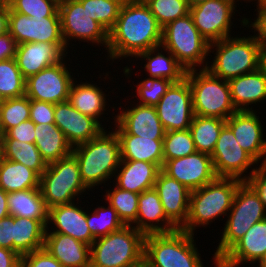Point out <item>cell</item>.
<instances>
[{
	"label": "cell",
	"mask_w": 266,
	"mask_h": 267,
	"mask_svg": "<svg viewBox=\"0 0 266 267\" xmlns=\"http://www.w3.org/2000/svg\"><path fill=\"white\" fill-rule=\"evenodd\" d=\"M68 51L65 43H23L17 45L15 59L22 76L27 79L62 61L68 56Z\"/></svg>",
	"instance_id": "44dd1931"
},
{
	"label": "cell",
	"mask_w": 266,
	"mask_h": 267,
	"mask_svg": "<svg viewBox=\"0 0 266 267\" xmlns=\"http://www.w3.org/2000/svg\"><path fill=\"white\" fill-rule=\"evenodd\" d=\"M257 2H266V0H255Z\"/></svg>",
	"instance_id": "a7ac6f4b"
},
{
	"label": "cell",
	"mask_w": 266,
	"mask_h": 267,
	"mask_svg": "<svg viewBox=\"0 0 266 267\" xmlns=\"http://www.w3.org/2000/svg\"><path fill=\"white\" fill-rule=\"evenodd\" d=\"M72 154L79 164L82 182L92 191L115 176L121 161L120 140L114 130H103L92 140L73 147Z\"/></svg>",
	"instance_id": "7a4b0ae2"
},
{
	"label": "cell",
	"mask_w": 266,
	"mask_h": 267,
	"mask_svg": "<svg viewBox=\"0 0 266 267\" xmlns=\"http://www.w3.org/2000/svg\"><path fill=\"white\" fill-rule=\"evenodd\" d=\"M7 203L11 216L38 220L47 228L49 209L40 188L9 192Z\"/></svg>",
	"instance_id": "f546056e"
},
{
	"label": "cell",
	"mask_w": 266,
	"mask_h": 267,
	"mask_svg": "<svg viewBox=\"0 0 266 267\" xmlns=\"http://www.w3.org/2000/svg\"><path fill=\"white\" fill-rule=\"evenodd\" d=\"M58 12L61 21V30L66 48L70 41L90 42L92 45H101L107 49L108 32L87 12L78 0L59 2ZM94 43V44H93Z\"/></svg>",
	"instance_id": "8fae6325"
},
{
	"label": "cell",
	"mask_w": 266,
	"mask_h": 267,
	"mask_svg": "<svg viewBox=\"0 0 266 267\" xmlns=\"http://www.w3.org/2000/svg\"><path fill=\"white\" fill-rule=\"evenodd\" d=\"M262 165L266 168V157H265V160H264V162L262 163Z\"/></svg>",
	"instance_id": "03108f58"
},
{
	"label": "cell",
	"mask_w": 266,
	"mask_h": 267,
	"mask_svg": "<svg viewBox=\"0 0 266 267\" xmlns=\"http://www.w3.org/2000/svg\"><path fill=\"white\" fill-rule=\"evenodd\" d=\"M39 188L48 209L81 201L79 196L89 191L82 182L79 164L72 153L47 166L40 176Z\"/></svg>",
	"instance_id": "30bf717a"
},
{
	"label": "cell",
	"mask_w": 266,
	"mask_h": 267,
	"mask_svg": "<svg viewBox=\"0 0 266 267\" xmlns=\"http://www.w3.org/2000/svg\"><path fill=\"white\" fill-rule=\"evenodd\" d=\"M266 253V218L256 222L218 261L217 267L259 262Z\"/></svg>",
	"instance_id": "7402d4cb"
},
{
	"label": "cell",
	"mask_w": 266,
	"mask_h": 267,
	"mask_svg": "<svg viewBox=\"0 0 266 267\" xmlns=\"http://www.w3.org/2000/svg\"><path fill=\"white\" fill-rule=\"evenodd\" d=\"M47 165L72 153L64 133L54 124H35V143Z\"/></svg>",
	"instance_id": "1f68e13d"
},
{
	"label": "cell",
	"mask_w": 266,
	"mask_h": 267,
	"mask_svg": "<svg viewBox=\"0 0 266 267\" xmlns=\"http://www.w3.org/2000/svg\"><path fill=\"white\" fill-rule=\"evenodd\" d=\"M8 215L7 193L0 188V220Z\"/></svg>",
	"instance_id": "6f0895ef"
},
{
	"label": "cell",
	"mask_w": 266,
	"mask_h": 267,
	"mask_svg": "<svg viewBox=\"0 0 266 267\" xmlns=\"http://www.w3.org/2000/svg\"><path fill=\"white\" fill-rule=\"evenodd\" d=\"M20 257L17 252L0 247V267H20Z\"/></svg>",
	"instance_id": "11a10c76"
},
{
	"label": "cell",
	"mask_w": 266,
	"mask_h": 267,
	"mask_svg": "<svg viewBox=\"0 0 266 267\" xmlns=\"http://www.w3.org/2000/svg\"><path fill=\"white\" fill-rule=\"evenodd\" d=\"M44 248L63 267H90V245L61 233H45Z\"/></svg>",
	"instance_id": "83f0119b"
},
{
	"label": "cell",
	"mask_w": 266,
	"mask_h": 267,
	"mask_svg": "<svg viewBox=\"0 0 266 267\" xmlns=\"http://www.w3.org/2000/svg\"><path fill=\"white\" fill-rule=\"evenodd\" d=\"M227 217L220 236L221 240L213 254L214 267H217V261L244 236L252 225L266 218V207L246 181H242L236 189Z\"/></svg>",
	"instance_id": "52a82bcc"
},
{
	"label": "cell",
	"mask_w": 266,
	"mask_h": 267,
	"mask_svg": "<svg viewBox=\"0 0 266 267\" xmlns=\"http://www.w3.org/2000/svg\"><path fill=\"white\" fill-rule=\"evenodd\" d=\"M242 180L232 177H216L213 181L190 192L189 214L181 230L195 234V228H203L216 218L227 216L233 198Z\"/></svg>",
	"instance_id": "5b68a950"
},
{
	"label": "cell",
	"mask_w": 266,
	"mask_h": 267,
	"mask_svg": "<svg viewBox=\"0 0 266 267\" xmlns=\"http://www.w3.org/2000/svg\"><path fill=\"white\" fill-rule=\"evenodd\" d=\"M132 226L144 235L170 233L178 230L167 218L160 197L154 188L139 194L137 218Z\"/></svg>",
	"instance_id": "d4e9b609"
},
{
	"label": "cell",
	"mask_w": 266,
	"mask_h": 267,
	"mask_svg": "<svg viewBox=\"0 0 266 267\" xmlns=\"http://www.w3.org/2000/svg\"><path fill=\"white\" fill-rule=\"evenodd\" d=\"M162 27L142 0H127L108 32L107 60L136 57L139 53L161 46Z\"/></svg>",
	"instance_id": "6da1fadb"
},
{
	"label": "cell",
	"mask_w": 266,
	"mask_h": 267,
	"mask_svg": "<svg viewBox=\"0 0 266 267\" xmlns=\"http://www.w3.org/2000/svg\"><path fill=\"white\" fill-rule=\"evenodd\" d=\"M17 45L9 32L0 35V61L15 58Z\"/></svg>",
	"instance_id": "db71d44e"
},
{
	"label": "cell",
	"mask_w": 266,
	"mask_h": 267,
	"mask_svg": "<svg viewBox=\"0 0 266 267\" xmlns=\"http://www.w3.org/2000/svg\"><path fill=\"white\" fill-rule=\"evenodd\" d=\"M106 204L113 207L124 225H133L136 222L138 212L139 194L120 189L115 184L113 188L106 190L104 195Z\"/></svg>",
	"instance_id": "74e56055"
},
{
	"label": "cell",
	"mask_w": 266,
	"mask_h": 267,
	"mask_svg": "<svg viewBox=\"0 0 266 267\" xmlns=\"http://www.w3.org/2000/svg\"><path fill=\"white\" fill-rule=\"evenodd\" d=\"M266 207V168L261 164L246 180Z\"/></svg>",
	"instance_id": "816d5d0a"
},
{
	"label": "cell",
	"mask_w": 266,
	"mask_h": 267,
	"mask_svg": "<svg viewBox=\"0 0 266 267\" xmlns=\"http://www.w3.org/2000/svg\"><path fill=\"white\" fill-rule=\"evenodd\" d=\"M185 78L192 93L194 115L226 120L237 112L228 81L212 75L207 69L188 70Z\"/></svg>",
	"instance_id": "9c48e42d"
},
{
	"label": "cell",
	"mask_w": 266,
	"mask_h": 267,
	"mask_svg": "<svg viewBox=\"0 0 266 267\" xmlns=\"http://www.w3.org/2000/svg\"><path fill=\"white\" fill-rule=\"evenodd\" d=\"M209 44L194 25L190 14L162 28L161 46L169 50L186 71L200 66V69H206L207 57L210 56Z\"/></svg>",
	"instance_id": "ba28073f"
},
{
	"label": "cell",
	"mask_w": 266,
	"mask_h": 267,
	"mask_svg": "<svg viewBox=\"0 0 266 267\" xmlns=\"http://www.w3.org/2000/svg\"><path fill=\"white\" fill-rule=\"evenodd\" d=\"M115 114L114 130L117 135H137L142 138L163 140L165 129L160 122L155 106L137 103Z\"/></svg>",
	"instance_id": "ac0fdd59"
},
{
	"label": "cell",
	"mask_w": 266,
	"mask_h": 267,
	"mask_svg": "<svg viewBox=\"0 0 266 267\" xmlns=\"http://www.w3.org/2000/svg\"><path fill=\"white\" fill-rule=\"evenodd\" d=\"M174 82L163 78H145L137 84L136 93L139 104L156 106Z\"/></svg>",
	"instance_id": "bcb514c9"
},
{
	"label": "cell",
	"mask_w": 266,
	"mask_h": 267,
	"mask_svg": "<svg viewBox=\"0 0 266 267\" xmlns=\"http://www.w3.org/2000/svg\"><path fill=\"white\" fill-rule=\"evenodd\" d=\"M10 0H0V8L9 7Z\"/></svg>",
	"instance_id": "94428289"
},
{
	"label": "cell",
	"mask_w": 266,
	"mask_h": 267,
	"mask_svg": "<svg viewBox=\"0 0 266 267\" xmlns=\"http://www.w3.org/2000/svg\"><path fill=\"white\" fill-rule=\"evenodd\" d=\"M6 101L5 97L3 94L0 93V106Z\"/></svg>",
	"instance_id": "e7e4bbea"
},
{
	"label": "cell",
	"mask_w": 266,
	"mask_h": 267,
	"mask_svg": "<svg viewBox=\"0 0 266 267\" xmlns=\"http://www.w3.org/2000/svg\"><path fill=\"white\" fill-rule=\"evenodd\" d=\"M163 28L166 24L190 13L187 0H142Z\"/></svg>",
	"instance_id": "ee69618b"
},
{
	"label": "cell",
	"mask_w": 266,
	"mask_h": 267,
	"mask_svg": "<svg viewBox=\"0 0 266 267\" xmlns=\"http://www.w3.org/2000/svg\"><path fill=\"white\" fill-rule=\"evenodd\" d=\"M154 189L160 197L167 218L181 229L188 219L191 191L162 170L154 183Z\"/></svg>",
	"instance_id": "cb8c5ba5"
},
{
	"label": "cell",
	"mask_w": 266,
	"mask_h": 267,
	"mask_svg": "<svg viewBox=\"0 0 266 267\" xmlns=\"http://www.w3.org/2000/svg\"><path fill=\"white\" fill-rule=\"evenodd\" d=\"M40 176L22 163L0 159V188L6 193L39 188Z\"/></svg>",
	"instance_id": "e575fe53"
},
{
	"label": "cell",
	"mask_w": 266,
	"mask_h": 267,
	"mask_svg": "<svg viewBox=\"0 0 266 267\" xmlns=\"http://www.w3.org/2000/svg\"><path fill=\"white\" fill-rule=\"evenodd\" d=\"M118 137L121 160L144 161L163 167V140L142 138L137 135H118Z\"/></svg>",
	"instance_id": "d6a6232c"
},
{
	"label": "cell",
	"mask_w": 266,
	"mask_h": 267,
	"mask_svg": "<svg viewBox=\"0 0 266 267\" xmlns=\"http://www.w3.org/2000/svg\"><path fill=\"white\" fill-rule=\"evenodd\" d=\"M155 108L166 132L189 129L194 110L188 80L173 83Z\"/></svg>",
	"instance_id": "9a60e30c"
},
{
	"label": "cell",
	"mask_w": 266,
	"mask_h": 267,
	"mask_svg": "<svg viewBox=\"0 0 266 267\" xmlns=\"http://www.w3.org/2000/svg\"><path fill=\"white\" fill-rule=\"evenodd\" d=\"M260 68L266 74V44H261Z\"/></svg>",
	"instance_id": "680465c9"
},
{
	"label": "cell",
	"mask_w": 266,
	"mask_h": 267,
	"mask_svg": "<svg viewBox=\"0 0 266 267\" xmlns=\"http://www.w3.org/2000/svg\"><path fill=\"white\" fill-rule=\"evenodd\" d=\"M161 169L159 165L153 163L121 160L112 182L116 180L115 185L120 189L141 194L145 190L154 188Z\"/></svg>",
	"instance_id": "4316f807"
},
{
	"label": "cell",
	"mask_w": 266,
	"mask_h": 267,
	"mask_svg": "<svg viewBox=\"0 0 266 267\" xmlns=\"http://www.w3.org/2000/svg\"><path fill=\"white\" fill-rule=\"evenodd\" d=\"M2 158V134L0 132V159Z\"/></svg>",
	"instance_id": "be15d7a7"
},
{
	"label": "cell",
	"mask_w": 266,
	"mask_h": 267,
	"mask_svg": "<svg viewBox=\"0 0 266 267\" xmlns=\"http://www.w3.org/2000/svg\"><path fill=\"white\" fill-rule=\"evenodd\" d=\"M107 207L98 206L93 213L86 211V222L91 235L96 239L106 236L122 228L124 223L118 217L117 211L107 204Z\"/></svg>",
	"instance_id": "f35d334b"
},
{
	"label": "cell",
	"mask_w": 266,
	"mask_h": 267,
	"mask_svg": "<svg viewBox=\"0 0 266 267\" xmlns=\"http://www.w3.org/2000/svg\"><path fill=\"white\" fill-rule=\"evenodd\" d=\"M92 19L101 24L109 32L120 13L123 5L122 0H78Z\"/></svg>",
	"instance_id": "b9f144b4"
},
{
	"label": "cell",
	"mask_w": 266,
	"mask_h": 267,
	"mask_svg": "<svg viewBox=\"0 0 266 267\" xmlns=\"http://www.w3.org/2000/svg\"><path fill=\"white\" fill-rule=\"evenodd\" d=\"M28 120H30V99L26 95L6 99L0 106V130L2 135L21 122Z\"/></svg>",
	"instance_id": "60d3db41"
},
{
	"label": "cell",
	"mask_w": 266,
	"mask_h": 267,
	"mask_svg": "<svg viewBox=\"0 0 266 267\" xmlns=\"http://www.w3.org/2000/svg\"><path fill=\"white\" fill-rule=\"evenodd\" d=\"M25 82L15 58L0 61V93L5 99L24 96Z\"/></svg>",
	"instance_id": "ab89813d"
},
{
	"label": "cell",
	"mask_w": 266,
	"mask_h": 267,
	"mask_svg": "<svg viewBox=\"0 0 266 267\" xmlns=\"http://www.w3.org/2000/svg\"><path fill=\"white\" fill-rule=\"evenodd\" d=\"M257 263H259L258 264L259 267H266V253L263 256V258L259 262H257Z\"/></svg>",
	"instance_id": "6125c7cd"
},
{
	"label": "cell",
	"mask_w": 266,
	"mask_h": 267,
	"mask_svg": "<svg viewBox=\"0 0 266 267\" xmlns=\"http://www.w3.org/2000/svg\"><path fill=\"white\" fill-rule=\"evenodd\" d=\"M161 170L190 191L203 187L217 177L211 156L198 151L188 156L167 160Z\"/></svg>",
	"instance_id": "e0dca14e"
},
{
	"label": "cell",
	"mask_w": 266,
	"mask_h": 267,
	"mask_svg": "<svg viewBox=\"0 0 266 267\" xmlns=\"http://www.w3.org/2000/svg\"><path fill=\"white\" fill-rule=\"evenodd\" d=\"M233 37H226L209 44V54L216 52L213 63L208 62L211 64H208L206 69L212 75L225 81L260 68L261 44L255 33L248 37H237V35Z\"/></svg>",
	"instance_id": "3957f363"
},
{
	"label": "cell",
	"mask_w": 266,
	"mask_h": 267,
	"mask_svg": "<svg viewBox=\"0 0 266 267\" xmlns=\"http://www.w3.org/2000/svg\"><path fill=\"white\" fill-rule=\"evenodd\" d=\"M2 139H16L20 142L35 143V123L32 120L23 121L3 134Z\"/></svg>",
	"instance_id": "f907efd6"
},
{
	"label": "cell",
	"mask_w": 266,
	"mask_h": 267,
	"mask_svg": "<svg viewBox=\"0 0 266 267\" xmlns=\"http://www.w3.org/2000/svg\"><path fill=\"white\" fill-rule=\"evenodd\" d=\"M217 177H232L246 181L258 163L238 144L232 130L225 125L211 155ZM252 166V167H251ZM252 170L248 173L246 170ZM244 173H248L247 175Z\"/></svg>",
	"instance_id": "7c38bea8"
},
{
	"label": "cell",
	"mask_w": 266,
	"mask_h": 267,
	"mask_svg": "<svg viewBox=\"0 0 266 267\" xmlns=\"http://www.w3.org/2000/svg\"><path fill=\"white\" fill-rule=\"evenodd\" d=\"M226 120L194 115L189 130L198 152L212 155Z\"/></svg>",
	"instance_id": "d590c367"
},
{
	"label": "cell",
	"mask_w": 266,
	"mask_h": 267,
	"mask_svg": "<svg viewBox=\"0 0 266 267\" xmlns=\"http://www.w3.org/2000/svg\"><path fill=\"white\" fill-rule=\"evenodd\" d=\"M259 118L256 110L237 111L226 119V125L232 130L241 148L261 165L266 157V136Z\"/></svg>",
	"instance_id": "d6986e66"
},
{
	"label": "cell",
	"mask_w": 266,
	"mask_h": 267,
	"mask_svg": "<svg viewBox=\"0 0 266 267\" xmlns=\"http://www.w3.org/2000/svg\"><path fill=\"white\" fill-rule=\"evenodd\" d=\"M65 60L29 76L25 82V95L32 100L53 104L68 101L71 85L77 78L72 77Z\"/></svg>",
	"instance_id": "5bb4252c"
},
{
	"label": "cell",
	"mask_w": 266,
	"mask_h": 267,
	"mask_svg": "<svg viewBox=\"0 0 266 267\" xmlns=\"http://www.w3.org/2000/svg\"><path fill=\"white\" fill-rule=\"evenodd\" d=\"M20 267H63L45 248L20 257Z\"/></svg>",
	"instance_id": "7dc6e473"
},
{
	"label": "cell",
	"mask_w": 266,
	"mask_h": 267,
	"mask_svg": "<svg viewBox=\"0 0 266 267\" xmlns=\"http://www.w3.org/2000/svg\"><path fill=\"white\" fill-rule=\"evenodd\" d=\"M55 104L30 99V120L35 124H51L54 118Z\"/></svg>",
	"instance_id": "c3c4849f"
},
{
	"label": "cell",
	"mask_w": 266,
	"mask_h": 267,
	"mask_svg": "<svg viewBox=\"0 0 266 267\" xmlns=\"http://www.w3.org/2000/svg\"><path fill=\"white\" fill-rule=\"evenodd\" d=\"M2 158L22 163L39 176L48 166L34 143L20 142L16 139H2Z\"/></svg>",
	"instance_id": "8d00e7d4"
},
{
	"label": "cell",
	"mask_w": 266,
	"mask_h": 267,
	"mask_svg": "<svg viewBox=\"0 0 266 267\" xmlns=\"http://www.w3.org/2000/svg\"><path fill=\"white\" fill-rule=\"evenodd\" d=\"M162 50L168 55H165ZM136 58L147 60L142 68H145L147 74L149 73V77L169 79L177 83L181 82L186 76V69L176 60L169 50L164 49L162 46L141 52Z\"/></svg>",
	"instance_id": "4dcf8cb0"
},
{
	"label": "cell",
	"mask_w": 266,
	"mask_h": 267,
	"mask_svg": "<svg viewBox=\"0 0 266 267\" xmlns=\"http://www.w3.org/2000/svg\"><path fill=\"white\" fill-rule=\"evenodd\" d=\"M190 7L196 6L200 3L206 2L207 0H187Z\"/></svg>",
	"instance_id": "91938a15"
},
{
	"label": "cell",
	"mask_w": 266,
	"mask_h": 267,
	"mask_svg": "<svg viewBox=\"0 0 266 267\" xmlns=\"http://www.w3.org/2000/svg\"><path fill=\"white\" fill-rule=\"evenodd\" d=\"M0 247L13 250V216L0 220Z\"/></svg>",
	"instance_id": "f5cc1de1"
},
{
	"label": "cell",
	"mask_w": 266,
	"mask_h": 267,
	"mask_svg": "<svg viewBox=\"0 0 266 267\" xmlns=\"http://www.w3.org/2000/svg\"><path fill=\"white\" fill-rule=\"evenodd\" d=\"M257 8V17L252 22L249 21L248 18H243L241 21V26L248 27L250 29H254V33H256V37L260 44H266V2H256ZM251 23V24H250ZM248 25V26H247ZM250 26V27H249Z\"/></svg>",
	"instance_id": "681fc988"
},
{
	"label": "cell",
	"mask_w": 266,
	"mask_h": 267,
	"mask_svg": "<svg viewBox=\"0 0 266 267\" xmlns=\"http://www.w3.org/2000/svg\"><path fill=\"white\" fill-rule=\"evenodd\" d=\"M238 0H207L190 7V15L200 34L209 42L231 36Z\"/></svg>",
	"instance_id": "4fadbf2b"
},
{
	"label": "cell",
	"mask_w": 266,
	"mask_h": 267,
	"mask_svg": "<svg viewBox=\"0 0 266 267\" xmlns=\"http://www.w3.org/2000/svg\"><path fill=\"white\" fill-rule=\"evenodd\" d=\"M238 1H241V0H238ZM244 1V0H243ZM246 1V3H247V1L250 3V2H252V1H254V0H245Z\"/></svg>",
	"instance_id": "003e7915"
},
{
	"label": "cell",
	"mask_w": 266,
	"mask_h": 267,
	"mask_svg": "<svg viewBox=\"0 0 266 267\" xmlns=\"http://www.w3.org/2000/svg\"><path fill=\"white\" fill-rule=\"evenodd\" d=\"M194 238L181 229L145 235L144 267H204Z\"/></svg>",
	"instance_id": "8992f818"
},
{
	"label": "cell",
	"mask_w": 266,
	"mask_h": 267,
	"mask_svg": "<svg viewBox=\"0 0 266 267\" xmlns=\"http://www.w3.org/2000/svg\"><path fill=\"white\" fill-rule=\"evenodd\" d=\"M191 132L187 130L169 131L163 139V158L167 160L181 158L196 152Z\"/></svg>",
	"instance_id": "7bdbcfd3"
},
{
	"label": "cell",
	"mask_w": 266,
	"mask_h": 267,
	"mask_svg": "<svg viewBox=\"0 0 266 267\" xmlns=\"http://www.w3.org/2000/svg\"><path fill=\"white\" fill-rule=\"evenodd\" d=\"M46 229L38 220L13 216V251L21 256L44 248Z\"/></svg>",
	"instance_id": "836d02e7"
},
{
	"label": "cell",
	"mask_w": 266,
	"mask_h": 267,
	"mask_svg": "<svg viewBox=\"0 0 266 267\" xmlns=\"http://www.w3.org/2000/svg\"><path fill=\"white\" fill-rule=\"evenodd\" d=\"M228 83L231 100L237 111H253L252 104L264 103L266 100V74L261 68L235 77Z\"/></svg>",
	"instance_id": "484cf974"
},
{
	"label": "cell",
	"mask_w": 266,
	"mask_h": 267,
	"mask_svg": "<svg viewBox=\"0 0 266 267\" xmlns=\"http://www.w3.org/2000/svg\"><path fill=\"white\" fill-rule=\"evenodd\" d=\"M8 32L17 44L65 43L60 17L31 18L15 11H9Z\"/></svg>",
	"instance_id": "2e32d148"
},
{
	"label": "cell",
	"mask_w": 266,
	"mask_h": 267,
	"mask_svg": "<svg viewBox=\"0 0 266 267\" xmlns=\"http://www.w3.org/2000/svg\"><path fill=\"white\" fill-rule=\"evenodd\" d=\"M77 83L75 79L71 85L68 102L82 114L95 119L103 127L104 125H102L100 119H102L101 115L105 114L104 112L107 110V95L95 83L88 81Z\"/></svg>",
	"instance_id": "f1b7e54d"
},
{
	"label": "cell",
	"mask_w": 266,
	"mask_h": 267,
	"mask_svg": "<svg viewBox=\"0 0 266 267\" xmlns=\"http://www.w3.org/2000/svg\"><path fill=\"white\" fill-rule=\"evenodd\" d=\"M64 1H70V0H58V2H64Z\"/></svg>",
	"instance_id": "89a4df30"
},
{
	"label": "cell",
	"mask_w": 266,
	"mask_h": 267,
	"mask_svg": "<svg viewBox=\"0 0 266 267\" xmlns=\"http://www.w3.org/2000/svg\"><path fill=\"white\" fill-rule=\"evenodd\" d=\"M145 235L125 225L90 246V267H144Z\"/></svg>",
	"instance_id": "277c9868"
},
{
	"label": "cell",
	"mask_w": 266,
	"mask_h": 267,
	"mask_svg": "<svg viewBox=\"0 0 266 267\" xmlns=\"http://www.w3.org/2000/svg\"><path fill=\"white\" fill-rule=\"evenodd\" d=\"M78 202L76 201V204L73 202L51 207L48 213L49 225H47L46 233L69 235L91 246L95 238L91 235L90 229L87 226L86 210H83L84 207L82 208ZM50 225L51 230H49Z\"/></svg>",
	"instance_id": "603a6c76"
},
{
	"label": "cell",
	"mask_w": 266,
	"mask_h": 267,
	"mask_svg": "<svg viewBox=\"0 0 266 267\" xmlns=\"http://www.w3.org/2000/svg\"><path fill=\"white\" fill-rule=\"evenodd\" d=\"M9 7L0 8V35L8 32Z\"/></svg>",
	"instance_id": "9f6ffc18"
},
{
	"label": "cell",
	"mask_w": 266,
	"mask_h": 267,
	"mask_svg": "<svg viewBox=\"0 0 266 267\" xmlns=\"http://www.w3.org/2000/svg\"><path fill=\"white\" fill-rule=\"evenodd\" d=\"M54 118V124L64 133L72 147L92 140L106 129L95 119L79 112L68 101L55 104Z\"/></svg>",
	"instance_id": "ffe728a7"
},
{
	"label": "cell",
	"mask_w": 266,
	"mask_h": 267,
	"mask_svg": "<svg viewBox=\"0 0 266 267\" xmlns=\"http://www.w3.org/2000/svg\"><path fill=\"white\" fill-rule=\"evenodd\" d=\"M58 0H10L9 11L31 18L60 17Z\"/></svg>",
	"instance_id": "f6af8a7d"
}]
</instances>
